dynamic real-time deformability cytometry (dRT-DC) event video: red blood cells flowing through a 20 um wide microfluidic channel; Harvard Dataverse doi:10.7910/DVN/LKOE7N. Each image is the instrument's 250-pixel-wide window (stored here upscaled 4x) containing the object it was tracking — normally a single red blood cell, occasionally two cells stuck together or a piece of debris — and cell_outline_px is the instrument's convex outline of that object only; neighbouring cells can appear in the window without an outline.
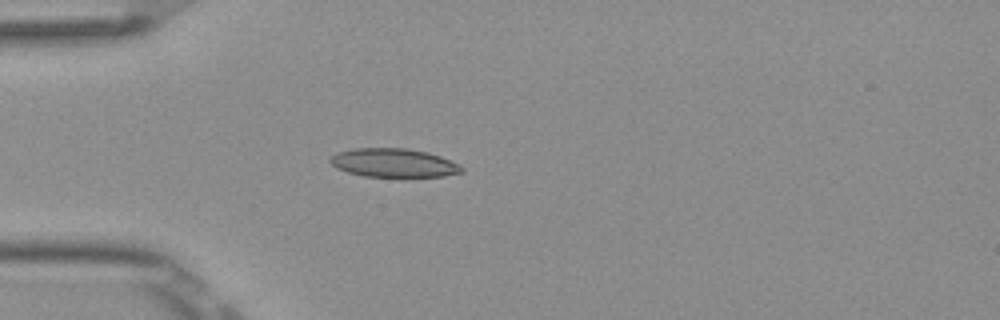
{"species": "Egyptian fruit bat (a non-hibernating species)", "species_latin": "Rousettus aegyptiacus", "temperature_condition": "room temperature", "stored_images_in_passage": 4, "camera_frame_rate_fps": 3000, "um_per_image_px": 0.085, "frame": {"image": 1, "passage_image": 4, "time_ms": 1.0, "image_size_px": [1000, 320], "cell_outline_px": [[464, 172], [444, 176], [364, 176], [348, 172], [336, 168], [328, 160], [336, 152], [352, 148], [408, 148], [428, 152], [440, 156], [460, 164], [464, 168]], "centroid_in_image_um": [33.47, 13.83], "position_along_channel_um": 51.5, "area_um2": 22.02}}